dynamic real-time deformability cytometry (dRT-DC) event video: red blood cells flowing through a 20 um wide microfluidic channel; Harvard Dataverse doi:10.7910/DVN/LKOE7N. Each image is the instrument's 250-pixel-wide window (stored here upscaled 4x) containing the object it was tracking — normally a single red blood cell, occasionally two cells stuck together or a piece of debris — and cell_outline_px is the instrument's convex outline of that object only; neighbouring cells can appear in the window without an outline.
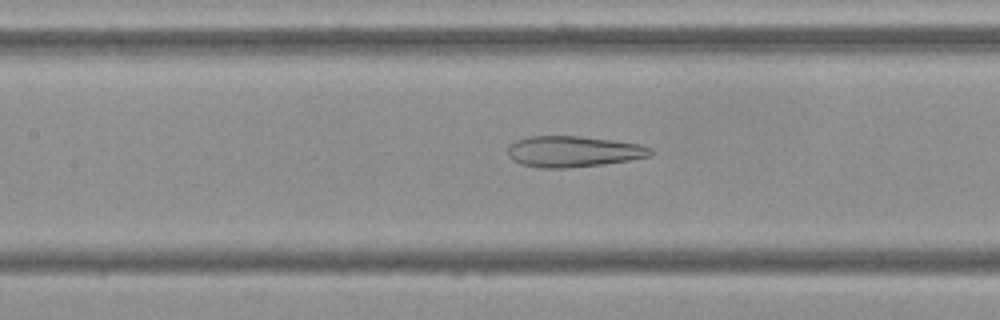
{"species": "Egyptian fruit bat (a non-hibernating species)", "species_latin": "Rousettus aegyptiacus", "temperature_condition": "cold", "stored_images_in_passage": 47, "camera_frame_rate_fps": 3000, "um_per_image_px": 0.085, "frame": {"image": 1, "passage_image": 24, "time_ms": 7.667, "image_size_px": [1000, 320], "cell_outline_px": [[652, 156], [604, 164], [564, 168], [540, 168], [520, 164], [512, 160], [508, 156], [508, 144], [516, 140], [528, 136], [580, 136], [612, 140], [640, 144], [652, 148]], "centroid_in_image_um": [48.7, 12.87], "position_along_channel_um": 158.7, "area_um2": 25.95}}
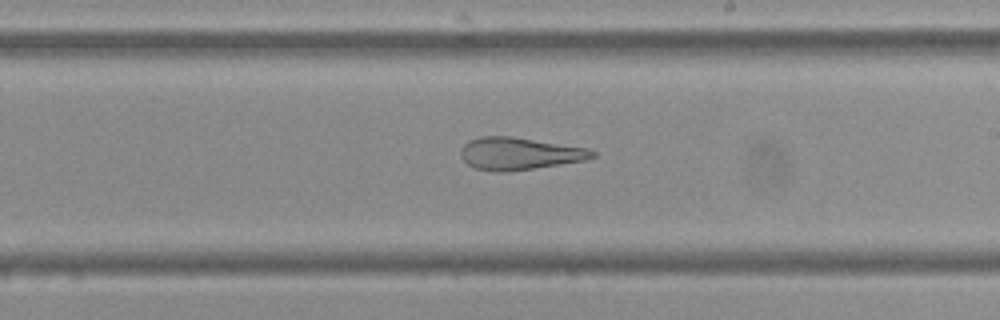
{"frame": {"image": 2, "passage_image": 31, "time_ms": 10.0, "image_size_px": [1000, 320], "cell_outline_px": [[596, 156], [584, 160], [508, 172], [496, 172], [476, 168], [468, 164], [460, 156], [460, 148], [468, 140], [480, 136], [512, 136], [588, 148], [596, 152]], "centroid_in_image_um": [44.11, 13.04], "position_along_channel_um": 244.9, "area_um2": 24.8}}
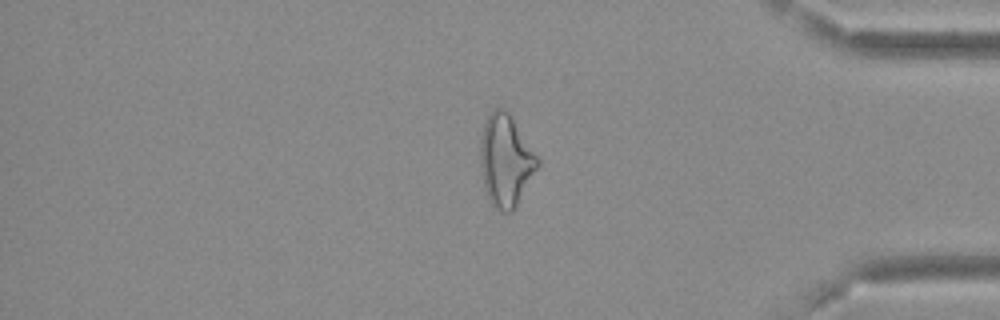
{"frame": {"image": 3, "passage_image": 45, "time_ms": 14.667, "image_size_px": [1000, 320], "cell_outline_px": [[540, 164], [516, 208], [512, 212], [500, 212], [488, 200], [484, 188], [480, 164], [480, 144], [484, 124], [488, 116], [496, 108], [504, 108], [508, 112], [540, 160]], "centroid_in_image_um": [42.99, 13.7], "position_along_channel_um": 392.2, "area_um2": 30.58}, "authors_computed_cell_mechanics": {"area_um2": 29.4202, "velocity_mm_per_s": 3.6986, "shape_relaxation_time_tau1_ms": null, "shape_relaxation_time_tau2_ms": 3.0055, "deformation_change_tau1": null, "deformation_change_tau2": 0.1464}}